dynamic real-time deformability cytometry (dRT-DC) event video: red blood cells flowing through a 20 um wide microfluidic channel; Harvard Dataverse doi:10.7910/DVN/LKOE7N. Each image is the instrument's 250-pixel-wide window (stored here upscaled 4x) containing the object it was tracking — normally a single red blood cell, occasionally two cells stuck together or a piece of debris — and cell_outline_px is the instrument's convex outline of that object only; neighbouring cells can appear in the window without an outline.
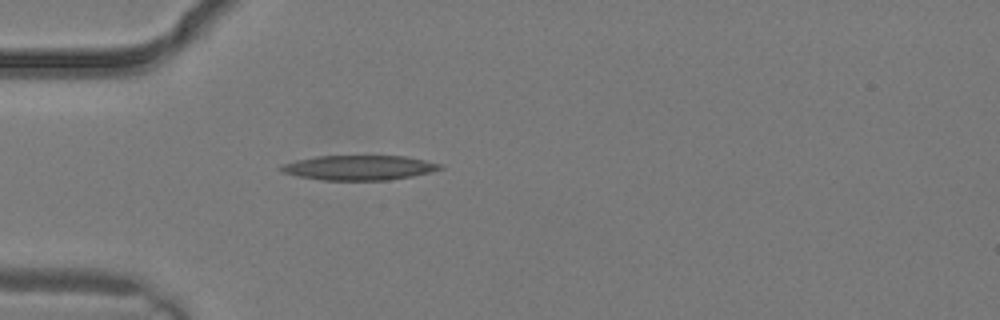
{"species": "common noctule bat (a hibernating species)", "species_latin": "Nyctalus noctula", "temperature_condition": "warm", "stored_images_in_passage": 1, "camera_frame_rate_fps": 3000, "um_per_image_px": 0.085, "animal": {"sex": "male", "body_mass_g": 19.2, "forearm_length_mm": 51.8}, "frame": {"image": 1, "passage_image": 1, "time_ms": 0.0, "image_size_px": [1000, 320], "cell_outline_px": [[444, 168], [432, 172], [412, 176], [388, 180], [320, 180], [280, 172], [276, 168], [284, 164], [296, 160], [316, 156], [404, 156], [444, 164]], "centroid_in_image_um": [30.53, 14.25], "position_along_channel_um": 54.5, "area_um2": 23.06}}